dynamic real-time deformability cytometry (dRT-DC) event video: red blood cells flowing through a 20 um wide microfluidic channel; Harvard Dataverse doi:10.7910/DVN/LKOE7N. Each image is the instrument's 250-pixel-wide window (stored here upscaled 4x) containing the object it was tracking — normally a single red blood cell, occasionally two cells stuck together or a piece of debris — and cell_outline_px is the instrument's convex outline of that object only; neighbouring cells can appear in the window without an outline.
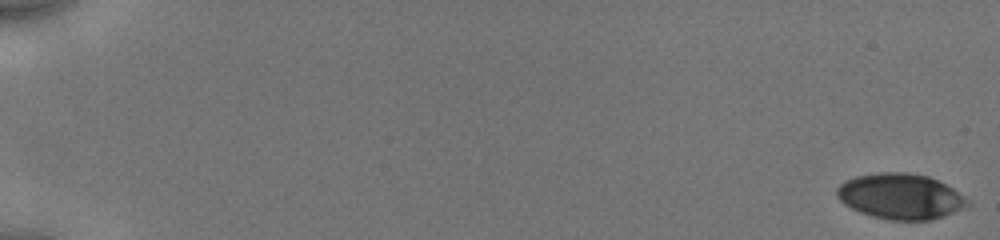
{"species": "human", "species_latin": "Homo sapiens", "temperature_condition": "cold", "stored_images_in_passage": 17, "camera_frame_rate_fps": 3000, "um_per_image_px": 0.085, "donor": {"sex": "male"}, "frame": {"image": 1, "passage_image": 1, "time_ms": 0.0, "image_size_px": [1000, 240], "cell_outline_px": [[968, 204], [952, 212], [932, 220], [888, 220], [872, 216], [860, 212], [844, 204], [836, 196], [836, 188], [844, 180], [856, 176], [880, 172], [904, 172], [928, 176], [952, 188], [968, 200]], "centroid_in_image_um": [76.47, 16.68], "position_along_channel_um": 8.5, "area_um2": 34.33}}
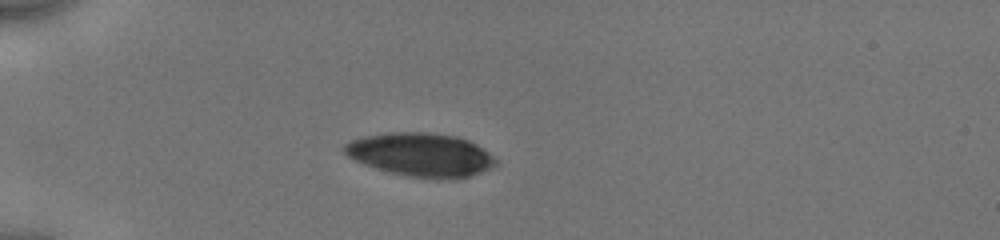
{"frame": {"image": 2, "passage_image": 15, "time_ms": 5.333, "image_size_px": [1000, 240], "cell_outline_px": [[500, 164], [480, 172], [468, 176], [452, 180], [408, 176], [388, 172], [364, 164], [348, 156], [344, 152], [344, 144], [352, 140], [364, 136], [392, 132], [432, 132], [456, 136], [468, 140], [476, 144], [488, 152]], "centroid_in_image_um": [35.79, 13.15], "position_along_channel_um": 49.2, "area_um2": 38.38}}
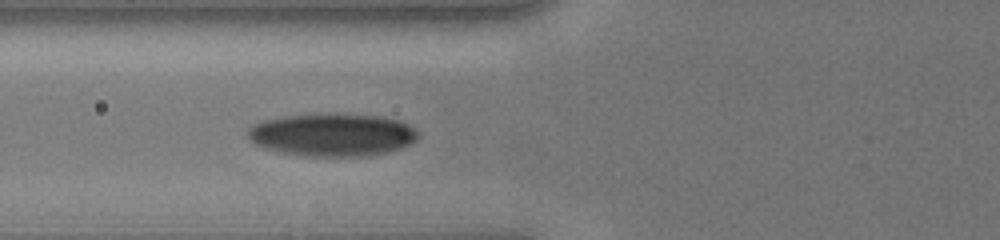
{"frame": {"image": 3, "passage_image": 17, "time_ms": 7.333, "image_size_px": [1000, 240], "cell_outline_px": [[420, 136], [416, 140], [400, 148], [388, 152], [368, 156], [304, 156], [280, 152], [264, 148], [256, 144], [248, 136], [248, 128], [252, 124], [260, 120], [284, 116], [328, 112], [380, 116], [396, 120], [408, 124], [420, 132]], "centroid_in_image_um": [28.24, 11.44], "position_along_channel_um": 97.6, "area_um2": 43.06}}